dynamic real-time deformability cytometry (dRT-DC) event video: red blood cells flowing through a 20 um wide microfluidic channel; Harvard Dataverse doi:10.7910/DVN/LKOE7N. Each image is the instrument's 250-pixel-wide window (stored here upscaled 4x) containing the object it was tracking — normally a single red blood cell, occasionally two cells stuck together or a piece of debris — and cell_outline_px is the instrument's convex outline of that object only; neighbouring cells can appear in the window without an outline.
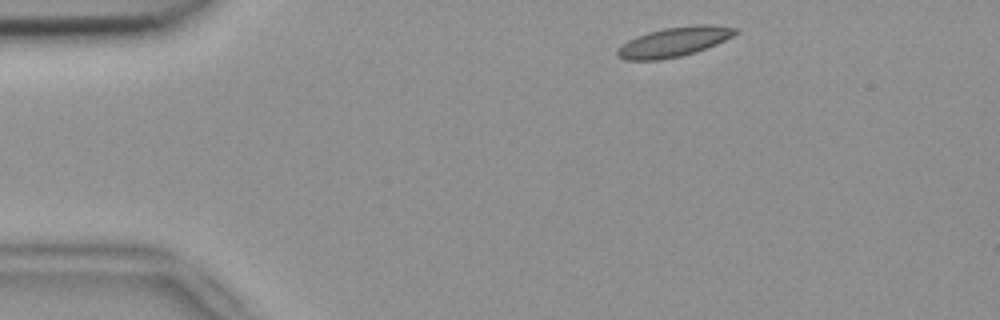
{"species": "common noctule bat (a hibernating species)", "species_latin": "Nyctalus noctula", "temperature_condition": "room temperature", "stored_images_in_passage": 47, "camera_frame_rate_fps": 3000, "um_per_image_px": 0.085, "animal": {"sex": "female", "body_mass_g": 18.4}, "frame": {"image": 1, "passage_image": 2, "time_ms": 0.333, "image_size_px": [1000, 320], "cell_outline_px": [[736, 32], [732, 36], [716, 44], [680, 56], [660, 60], [624, 60], [616, 56], [616, 48], [620, 44], [636, 36], [648, 32], [664, 28], [696, 24], [712, 24], [736, 28]], "centroid_in_image_um": [57.2, 3.56], "position_along_channel_um": 27.8, "area_um2": 20.29}}
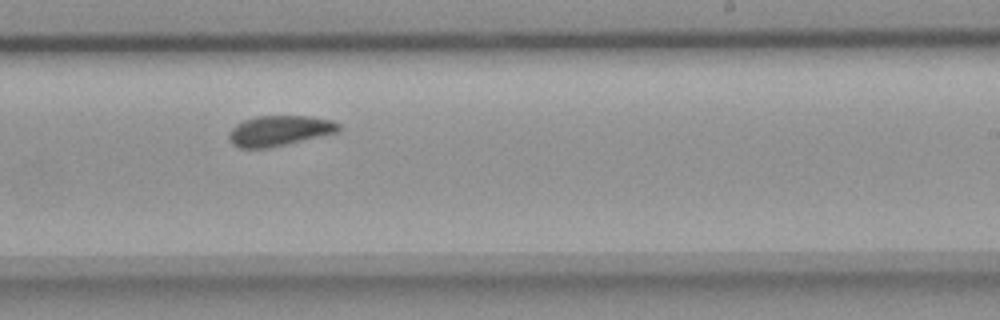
{"frame": {"image": 2, "passage_image": 26, "time_ms": 8.333, "image_size_px": [1000, 320], "cell_outline_px": [[340, 128], [336, 132], [268, 148], [240, 148], [232, 144], [228, 140], [228, 132], [236, 124], [244, 120], [256, 116], [312, 116], [332, 120], [340, 124]], "centroid_in_image_um": [23.7, 11.1], "position_along_channel_um": 265.3, "area_um2": 19.31}}
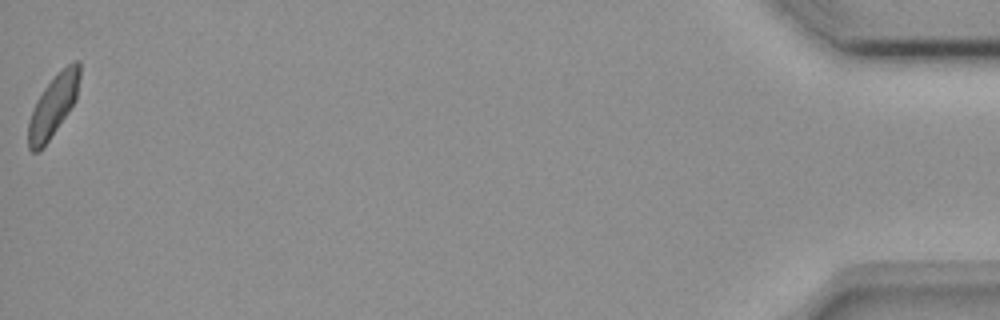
{"frame": {"image": 3, "passage_image": 47, "time_ms": 15.333, "image_size_px": [1000, 320], "cell_outline_px": [[80, 76], [76, 100], [68, 112], [48, 140], [36, 152], [32, 152], [28, 148], [28, 124], [32, 108], [36, 100], [44, 88], [56, 72], [68, 64], [76, 60], [80, 60]], "centroid_in_image_um": [4.52, 8.93], "position_along_channel_um": 430.7, "area_um2": 18.32}, "authors_computed_cell_mechanics": {"area_um2": 19.7098, "velocity_mm_per_s": 3.7459, "shape_relaxation_time_tau1_ms": 6.1186, "shape_relaxation_time_tau2_ms": 3.2842, "deformation_change_tau1": 0.0998, "deformation_change_tau2": 0.0634}}